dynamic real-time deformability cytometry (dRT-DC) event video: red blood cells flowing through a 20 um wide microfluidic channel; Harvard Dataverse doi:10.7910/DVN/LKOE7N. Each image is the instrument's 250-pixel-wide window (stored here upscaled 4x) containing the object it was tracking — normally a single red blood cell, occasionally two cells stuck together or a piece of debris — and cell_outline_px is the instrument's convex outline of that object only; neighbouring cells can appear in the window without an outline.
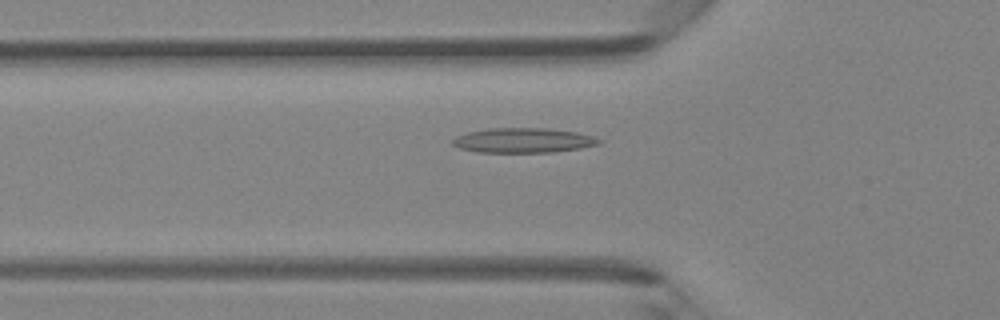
{"species": "Egyptian fruit bat (a non-hibernating species)", "species_latin": "Rousettus aegyptiacus", "temperature_condition": "room temperature", "stored_images_in_passage": 39, "camera_frame_rate_fps": 3000, "um_per_image_px": 0.085, "animal": {"sex": "female"}, "frame": {"image": 1, "passage_image": 8, "time_ms": 2.333, "image_size_px": [1000, 320], "cell_outline_px": [[604, 140], [600, 144], [580, 148], [552, 152], [476, 152], [460, 148], [452, 144], [452, 140], [456, 136], [468, 132], [488, 128], [548, 128], [576, 132], [592, 136]], "centroid_in_image_um": [44.48, 11.93], "position_along_channel_um": 81.3, "area_um2": 21.15}}
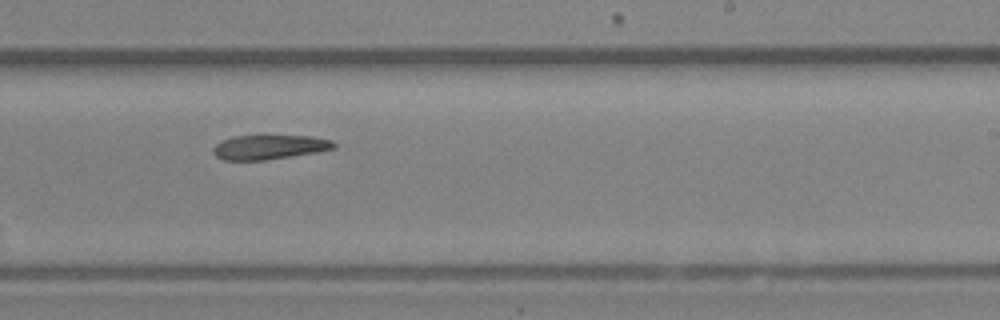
{"frame": {"image": 2, "passage_image": 21, "time_ms": 6.667, "image_size_px": [1000, 320], "cell_outline_px": [[336, 148], [316, 152], [264, 160], [224, 160], [216, 156], [212, 152], [212, 148], [220, 140], [232, 136], [312, 136], [332, 140], [336, 144]], "centroid_in_image_um": [22.87, 12.5], "position_along_channel_um": 266.1, "area_um2": 17.17}}
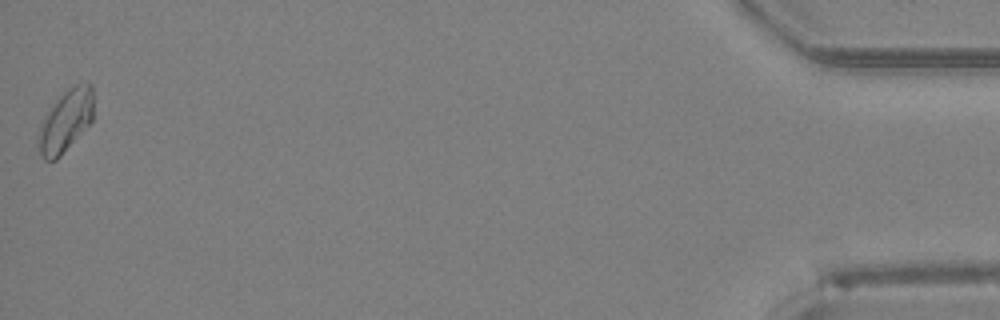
{"frame": {"image": 3, "passage_image": 39, "time_ms": 12.667, "image_size_px": [1000, 320], "cell_outline_px": [[92, 120], [60, 156], [56, 160], [44, 160], [40, 152], [36, 140], [36, 136], [40, 124], [44, 116], [52, 104], [72, 84], [88, 80], [92, 84]], "centroid_in_image_um": [5.55, 10.24], "position_along_channel_um": 429.6, "area_um2": 20.06}}